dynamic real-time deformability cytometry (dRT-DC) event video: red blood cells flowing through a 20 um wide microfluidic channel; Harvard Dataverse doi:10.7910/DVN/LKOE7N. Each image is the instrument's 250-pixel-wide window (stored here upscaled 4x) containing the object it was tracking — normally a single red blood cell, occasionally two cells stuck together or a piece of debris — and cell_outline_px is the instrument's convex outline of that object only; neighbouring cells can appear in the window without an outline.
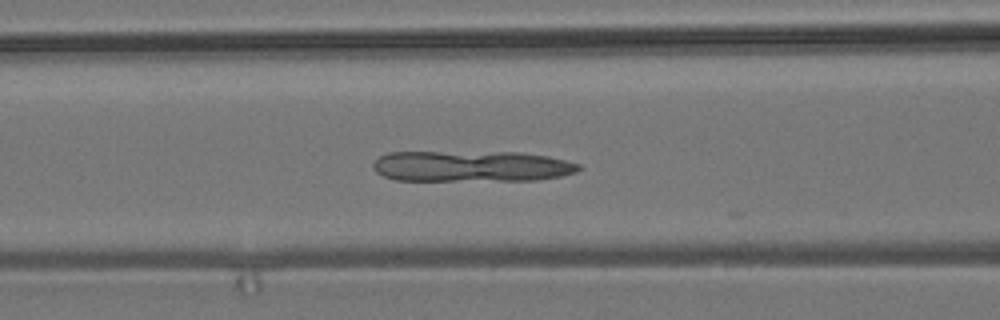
{"species": "common noctule bat (a hibernating species)", "species_latin": "Nyctalus noctula", "temperature_condition": "room temperature", "stored_images_in_passage": 25, "camera_frame_rate_fps": 3000, "um_per_image_px": 0.085, "animal": {"sex": "male", "body_mass_g": 19.2, "forearm_length_mm": 51.8}, "frame": {"image": 1, "passage_image": 21, "time_ms": 6.667, "image_size_px": [1000, 320], "cell_outline_px": [[584, 168], [576, 172], [560, 176], [536, 180], [396, 180], [384, 176], [376, 172], [372, 168], [372, 164], [380, 156], [388, 152], [520, 152], [548, 156], [580, 164]], "centroid_in_image_um": [40.08, 14.12], "position_along_channel_um": 126.5, "area_um2": 37.22}}
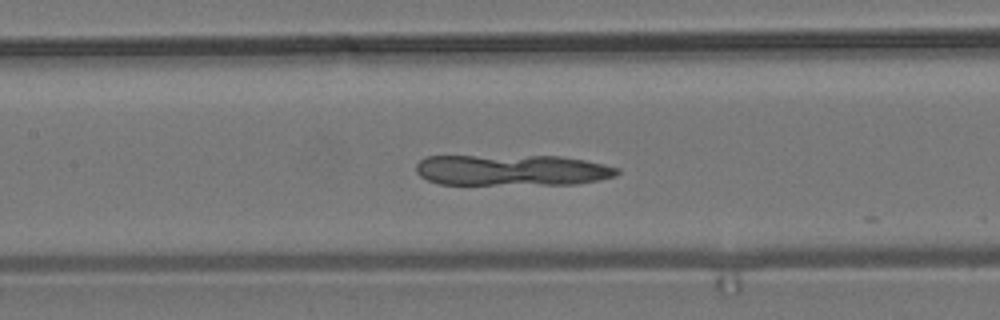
{"frame": {"image": 2, "passage_image": 24, "time_ms": 7.667, "image_size_px": [1000, 320], "cell_outline_px": [[620, 172], [616, 176], [600, 180], [576, 184], [440, 184], [428, 180], [420, 176], [416, 172], [416, 164], [420, 160], [428, 156], [560, 156], [584, 160], [604, 164], [620, 168]], "centroid_in_image_um": [43.54, 14.46], "position_along_channel_um": 163.9, "area_um2": 36.47}}